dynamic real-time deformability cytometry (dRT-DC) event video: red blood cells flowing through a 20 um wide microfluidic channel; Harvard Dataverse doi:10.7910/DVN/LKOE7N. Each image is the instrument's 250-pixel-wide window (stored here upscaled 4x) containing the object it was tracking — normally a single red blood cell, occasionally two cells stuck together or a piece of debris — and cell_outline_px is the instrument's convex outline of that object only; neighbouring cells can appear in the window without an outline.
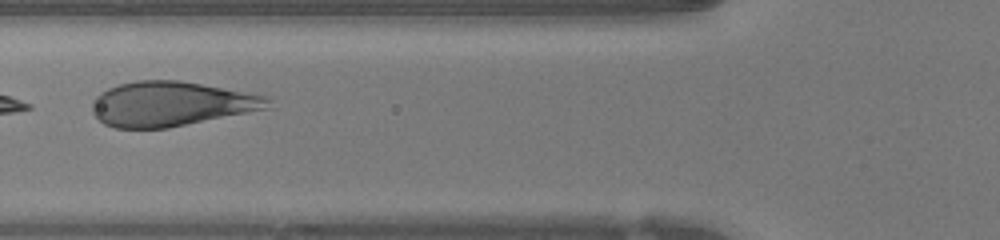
{"species": "human", "species_latin": "Homo sapiens", "temperature_condition": "warm", "stored_images_in_passage": 21, "camera_frame_rate_fps": 3000, "um_per_image_px": 0.085, "donor": {"sex": "female"}, "frame": {"image": 1, "passage_image": 12, "time_ms": 3.667, "image_size_px": [1000, 240], "cell_outline_px": [[268, 108], [168, 128], [112, 128], [104, 124], [92, 112], [92, 100], [100, 92], [108, 88], [120, 84], [136, 80], [180, 80], [268, 96]], "centroid_in_image_um": [14.47, 8.83], "position_along_channel_um": 111.3, "area_um2": 45.49}}
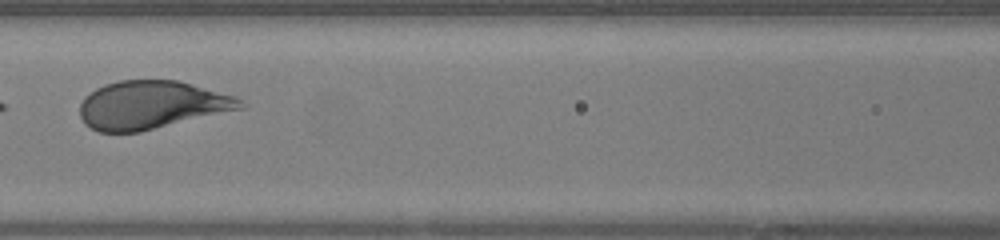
{"frame": {"image": 2, "passage_image": 15, "time_ms": 4.667, "image_size_px": [1000, 240], "cell_outline_px": [[244, 108], [140, 132], [100, 132], [84, 124], [80, 116], [80, 104], [84, 96], [96, 88], [104, 84], [120, 80], [176, 80], [192, 84], [236, 96], [244, 100]], "centroid_in_image_um": [12.87, 8.92], "position_along_channel_um": 153.7, "area_um2": 45.14}}
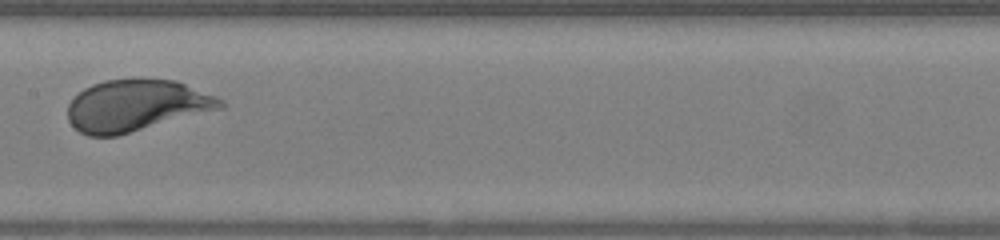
{"frame": {"image": 3, "passage_image": 18, "time_ms": 5.667, "image_size_px": [1000, 240], "cell_outline_px": [[228, 104], [224, 108], [116, 136], [88, 136], [80, 132], [68, 120], [68, 104], [84, 88], [92, 84], [104, 80], [176, 80], [224, 100]], "centroid_in_image_um": [11.6, 8.99], "position_along_channel_um": 195.8, "area_um2": 45.49}}